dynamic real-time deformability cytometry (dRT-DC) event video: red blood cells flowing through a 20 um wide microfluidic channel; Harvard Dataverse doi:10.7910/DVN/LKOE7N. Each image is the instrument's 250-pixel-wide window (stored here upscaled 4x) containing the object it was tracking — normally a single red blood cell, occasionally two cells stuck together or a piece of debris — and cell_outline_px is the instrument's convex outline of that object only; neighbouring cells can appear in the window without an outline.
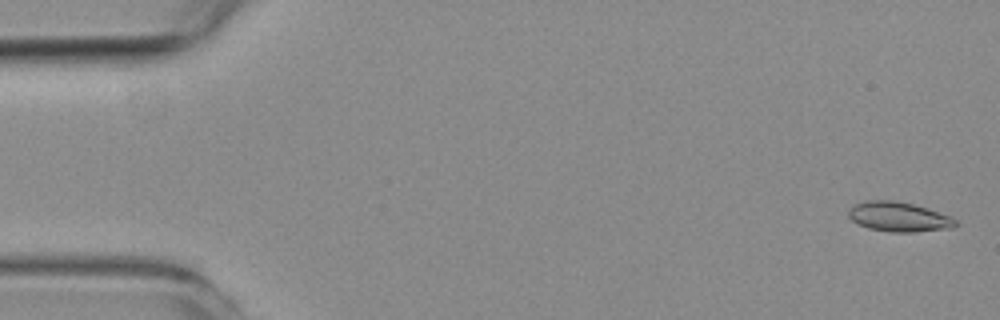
{"species": "common noctule bat (a hibernating species)", "species_latin": "Nyctalus noctula", "temperature_condition": "room temperature", "stored_images_in_passage": 54, "camera_frame_rate_fps": 3000, "um_per_image_px": 0.085, "animal": {"sex": "female", "body_mass_g": 19.3, "forearm_length_mm": 54.1}, "frame": {"image": 1, "passage_image": 1, "time_ms": 0.0, "image_size_px": [1000, 320], "cell_outline_px": [[960, 224], [952, 228], [916, 232], [888, 232], [868, 228], [852, 220], [848, 216], [848, 208], [864, 200], [896, 200], [928, 208], [948, 216], [956, 220]], "centroid_in_image_um": [76.39, 18.43], "position_along_channel_um": 8.6, "area_um2": 18.61}}
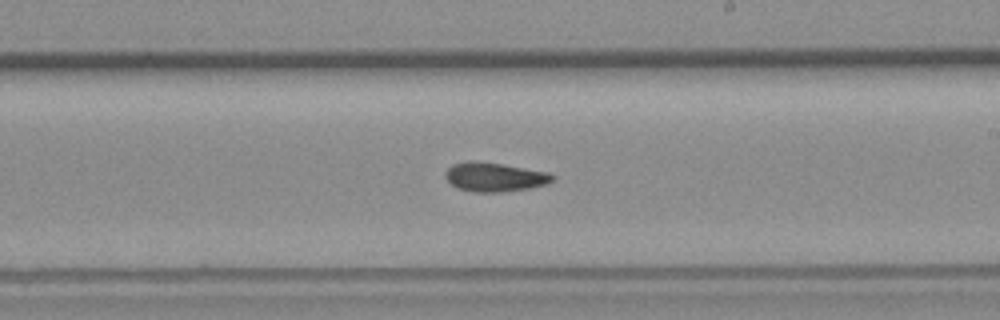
{"frame": {"image": 2, "passage_image": 31, "time_ms": 10.0, "image_size_px": [1000, 320], "cell_outline_px": [[556, 180], [548, 184], [528, 188], [500, 192], [476, 192], [460, 188], [452, 184], [444, 176], [444, 172], [452, 164], [468, 160], [476, 160], [552, 172], [556, 176]], "centroid_in_image_um": [42.1, 15.02], "position_along_channel_um": 246.9, "area_um2": 18.38}}
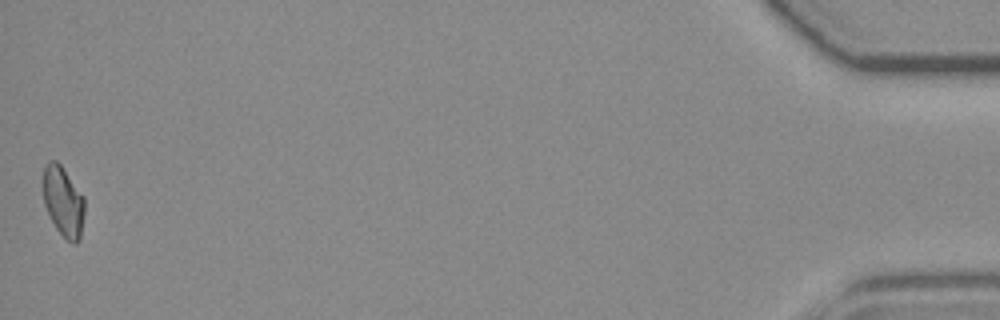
{"frame": {"image": 3, "passage_image": 54, "time_ms": 17.667, "image_size_px": [1000, 320], "cell_outline_px": [[84, 212], [80, 240], [76, 244], [72, 244], [56, 228], [44, 204], [44, 168], [48, 160], [56, 160], [60, 164], [84, 196]], "centroid_in_image_um": [5.4, 17.13], "position_along_channel_um": 429.8, "area_um2": 16.7}, "authors_computed_cell_mechanics": {"area_um2": 17.6868, "velocity_mm_per_s": 3.7359, "shape_relaxation_time_tau1_ms": 8.5464, "shape_relaxation_time_tau2_ms": 3.192, "deformation_change_tau1": 0.1596, "deformation_change_tau2": 0.0831}}